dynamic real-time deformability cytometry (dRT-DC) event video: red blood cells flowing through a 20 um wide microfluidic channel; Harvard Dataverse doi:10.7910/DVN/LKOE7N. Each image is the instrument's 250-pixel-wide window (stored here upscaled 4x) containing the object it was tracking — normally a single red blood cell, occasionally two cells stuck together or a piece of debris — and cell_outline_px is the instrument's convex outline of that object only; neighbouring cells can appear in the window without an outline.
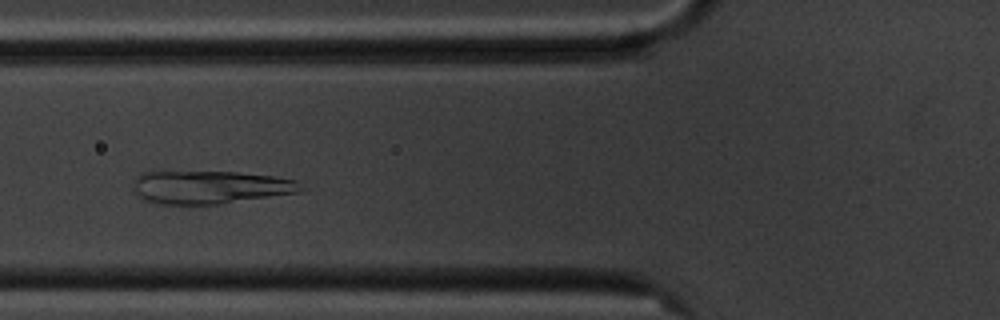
{"species": "common noctule bat (a hibernating species)", "species_latin": "Nyctalus noctula", "temperature_condition": "cold", "stored_images_in_passage": 44, "camera_frame_rate_fps": 3000, "um_per_image_px": 0.085, "animal": {"sex": "male", "body_mass_g": 20.1, "forearm_length_mm": 53.5}, "frame": {"image": 1, "passage_image": 9, "time_ms": 2.667, "image_size_px": [1000, 320], "cell_outline_px": [[304, 188], [300, 192], [216, 204], [160, 204], [144, 200], [132, 192], [132, 180], [140, 172], [236, 172], [272, 176], [300, 180]], "centroid_in_image_um": [17.81, 15.9], "position_along_channel_um": 108.0, "area_um2": 32.48}}
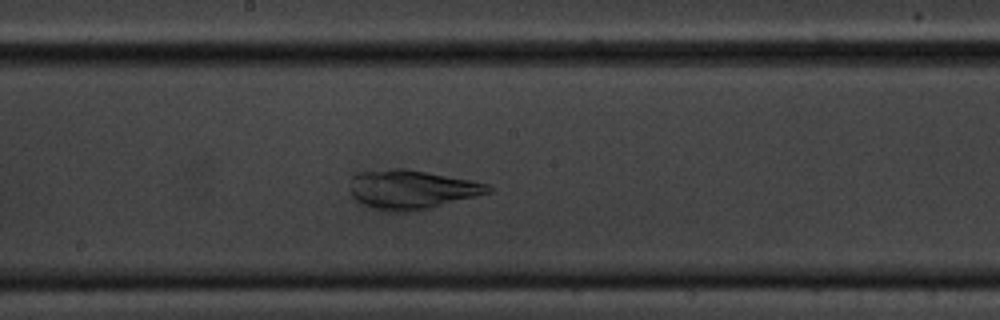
{"frame": {"image": 2, "passage_image": 18, "time_ms": 5.667, "image_size_px": [1000, 320], "cell_outline_px": [[492, 192], [428, 208], [408, 212], [388, 212], [372, 208], [360, 204], [352, 196], [348, 188], [352, 176], [356, 172], [392, 168], [404, 168], [472, 180], [488, 184], [492, 188]], "centroid_in_image_um": [34.92, 16.1], "position_along_channel_um": 213.3, "area_um2": 31.73}}
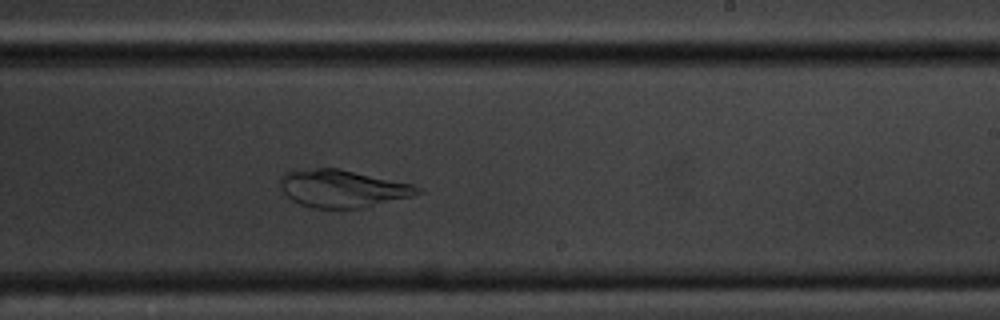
{"frame": {"image": 3, "passage_image": 22, "time_ms": 7.0, "image_size_px": [1000, 320], "cell_outline_px": [[424, 192], [412, 196], [360, 208], [312, 208], [300, 204], [292, 200], [284, 192], [280, 184], [280, 176], [284, 172], [316, 168], [340, 168], [412, 184], [424, 188]], "centroid_in_image_um": [29.13, 16.02], "position_along_channel_um": 259.9, "area_um2": 30.0}}